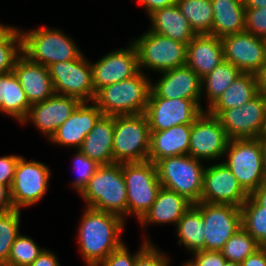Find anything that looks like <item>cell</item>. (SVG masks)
<instances>
[{"label":"cell","mask_w":266,"mask_h":266,"mask_svg":"<svg viewBox=\"0 0 266 266\" xmlns=\"http://www.w3.org/2000/svg\"><path fill=\"white\" fill-rule=\"evenodd\" d=\"M125 224L126 220L114 213L84 209L76 237L86 266H98L124 243Z\"/></svg>","instance_id":"6da1fadb"},{"label":"cell","mask_w":266,"mask_h":266,"mask_svg":"<svg viewBox=\"0 0 266 266\" xmlns=\"http://www.w3.org/2000/svg\"><path fill=\"white\" fill-rule=\"evenodd\" d=\"M79 195L86 207L114 213L125 220L127 189L122 163L100 165Z\"/></svg>","instance_id":"7a4b0ae2"},{"label":"cell","mask_w":266,"mask_h":266,"mask_svg":"<svg viewBox=\"0 0 266 266\" xmlns=\"http://www.w3.org/2000/svg\"><path fill=\"white\" fill-rule=\"evenodd\" d=\"M151 90V79L139 71L133 77L101 88L94 103L103 115H137L145 112Z\"/></svg>","instance_id":"3957f363"},{"label":"cell","mask_w":266,"mask_h":266,"mask_svg":"<svg viewBox=\"0 0 266 266\" xmlns=\"http://www.w3.org/2000/svg\"><path fill=\"white\" fill-rule=\"evenodd\" d=\"M62 29L41 26L33 30L20 29L22 35V54L30 61L45 67L51 64L78 59L83 55L73 38Z\"/></svg>","instance_id":"277c9868"},{"label":"cell","mask_w":266,"mask_h":266,"mask_svg":"<svg viewBox=\"0 0 266 266\" xmlns=\"http://www.w3.org/2000/svg\"><path fill=\"white\" fill-rule=\"evenodd\" d=\"M189 154L172 156L155 162L162 187L185 196L193 204L200 202L205 165Z\"/></svg>","instance_id":"5b68a950"},{"label":"cell","mask_w":266,"mask_h":266,"mask_svg":"<svg viewBox=\"0 0 266 266\" xmlns=\"http://www.w3.org/2000/svg\"><path fill=\"white\" fill-rule=\"evenodd\" d=\"M138 54L139 71L158 73L186 65L187 44L149 29L137 39H131ZM144 68V69H143Z\"/></svg>","instance_id":"8992f818"},{"label":"cell","mask_w":266,"mask_h":266,"mask_svg":"<svg viewBox=\"0 0 266 266\" xmlns=\"http://www.w3.org/2000/svg\"><path fill=\"white\" fill-rule=\"evenodd\" d=\"M150 127L144 113L114 116V163L148 160Z\"/></svg>","instance_id":"52a82bcc"},{"label":"cell","mask_w":266,"mask_h":266,"mask_svg":"<svg viewBox=\"0 0 266 266\" xmlns=\"http://www.w3.org/2000/svg\"><path fill=\"white\" fill-rule=\"evenodd\" d=\"M223 163L250 195L265 180L262 162V138L230 139Z\"/></svg>","instance_id":"ba28073f"},{"label":"cell","mask_w":266,"mask_h":266,"mask_svg":"<svg viewBox=\"0 0 266 266\" xmlns=\"http://www.w3.org/2000/svg\"><path fill=\"white\" fill-rule=\"evenodd\" d=\"M122 172L127 189V216L134 215L138 222L155 202L162 187L156 166L150 160L124 162Z\"/></svg>","instance_id":"9c48e42d"},{"label":"cell","mask_w":266,"mask_h":266,"mask_svg":"<svg viewBox=\"0 0 266 266\" xmlns=\"http://www.w3.org/2000/svg\"><path fill=\"white\" fill-rule=\"evenodd\" d=\"M51 178V170L43 162L21 157L17 162L10 195L14 209L21 210L38 203L45 196Z\"/></svg>","instance_id":"30bf717a"},{"label":"cell","mask_w":266,"mask_h":266,"mask_svg":"<svg viewBox=\"0 0 266 266\" xmlns=\"http://www.w3.org/2000/svg\"><path fill=\"white\" fill-rule=\"evenodd\" d=\"M48 69L55 94L72 96L81 102L94 101L91 61L84 54L78 59L51 64Z\"/></svg>","instance_id":"8fae6325"},{"label":"cell","mask_w":266,"mask_h":266,"mask_svg":"<svg viewBox=\"0 0 266 266\" xmlns=\"http://www.w3.org/2000/svg\"><path fill=\"white\" fill-rule=\"evenodd\" d=\"M204 110L195 100L161 98L150 90L144 114L152 132L181 124H192Z\"/></svg>","instance_id":"7c38bea8"},{"label":"cell","mask_w":266,"mask_h":266,"mask_svg":"<svg viewBox=\"0 0 266 266\" xmlns=\"http://www.w3.org/2000/svg\"><path fill=\"white\" fill-rule=\"evenodd\" d=\"M201 212L205 229V250L221 251L232 235L242 228L241 207L230 204H194Z\"/></svg>","instance_id":"4fadbf2b"},{"label":"cell","mask_w":266,"mask_h":266,"mask_svg":"<svg viewBox=\"0 0 266 266\" xmlns=\"http://www.w3.org/2000/svg\"><path fill=\"white\" fill-rule=\"evenodd\" d=\"M229 141L218 118L204 110L192 123L188 154L197 160L218 162L223 159Z\"/></svg>","instance_id":"5bb4252c"},{"label":"cell","mask_w":266,"mask_h":266,"mask_svg":"<svg viewBox=\"0 0 266 266\" xmlns=\"http://www.w3.org/2000/svg\"><path fill=\"white\" fill-rule=\"evenodd\" d=\"M265 110L266 95L258 93L240 107L223 110L217 118L230 139L261 138Z\"/></svg>","instance_id":"9a60e30c"},{"label":"cell","mask_w":266,"mask_h":266,"mask_svg":"<svg viewBox=\"0 0 266 266\" xmlns=\"http://www.w3.org/2000/svg\"><path fill=\"white\" fill-rule=\"evenodd\" d=\"M248 197L249 194L223 162H212V165L206 166L200 202L241 207Z\"/></svg>","instance_id":"2e32d148"},{"label":"cell","mask_w":266,"mask_h":266,"mask_svg":"<svg viewBox=\"0 0 266 266\" xmlns=\"http://www.w3.org/2000/svg\"><path fill=\"white\" fill-rule=\"evenodd\" d=\"M92 84L97 93L110 84L129 79L139 72L138 54L130 41L127 47L113 50L91 62Z\"/></svg>","instance_id":"e0dca14e"},{"label":"cell","mask_w":266,"mask_h":266,"mask_svg":"<svg viewBox=\"0 0 266 266\" xmlns=\"http://www.w3.org/2000/svg\"><path fill=\"white\" fill-rule=\"evenodd\" d=\"M224 60L242 73L255 74L266 62V39L243 31L221 39Z\"/></svg>","instance_id":"ac0fdd59"},{"label":"cell","mask_w":266,"mask_h":266,"mask_svg":"<svg viewBox=\"0 0 266 266\" xmlns=\"http://www.w3.org/2000/svg\"><path fill=\"white\" fill-rule=\"evenodd\" d=\"M80 103L75 97L54 94L42 102L32 104L21 125L32 123L41 134L50 139Z\"/></svg>","instance_id":"d6986e66"},{"label":"cell","mask_w":266,"mask_h":266,"mask_svg":"<svg viewBox=\"0 0 266 266\" xmlns=\"http://www.w3.org/2000/svg\"><path fill=\"white\" fill-rule=\"evenodd\" d=\"M162 76L151 81V90L161 98L189 99L201 104L202 78L190 67L184 65L159 73Z\"/></svg>","instance_id":"ffe728a7"},{"label":"cell","mask_w":266,"mask_h":266,"mask_svg":"<svg viewBox=\"0 0 266 266\" xmlns=\"http://www.w3.org/2000/svg\"><path fill=\"white\" fill-rule=\"evenodd\" d=\"M91 103L81 102L70 117L57 128L49 141L59 146L79 149L85 137L103 116L97 105Z\"/></svg>","instance_id":"44dd1931"},{"label":"cell","mask_w":266,"mask_h":266,"mask_svg":"<svg viewBox=\"0 0 266 266\" xmlns=\"http://www.w3.org/2000/svg\"><path fill=\"white\" fill-rule=\"evenodd\" d=\"M13 72L31 105L55 94L48 67L32 62L21 54L14 64Z\"/></svg>","instance_id":"7402d4cb"},{"label":"cell","mask_w":266,"mask_h":266,"mask_svg":"<svg viewBox=\"0 0 266 266\" xmlns=\"http://www.w3.org/2000/svg\"><path fill=\"white\" fill-rule=\"evenodd\" d=\"M224 61L221 38L210 34L196 35L187 44L186 65L201 78Z\"/></svg>","instance_id":"603a6c76"},{"label":"cell","mask_w":266,"mask_h":266,"mask_svg":"<svg viewBox=\"0 0 266 266\" xmlns=\"http://www.w3.org/2000/svg\"><path fill=\"white\" fill-rule=\"evenodd\" d=\"M193 203L177 192L161 187L155 202L138 221L142 229L150 224H174L185 214Z\"/></svg>","instance_id":"cb8c5ba5"},{"label":"cell","mask_w":266,"mask_h":266,"mask_svg":"<svg viewBox=\"0 0 266 266\" xmlns=\"http://www.w3.org/2000/svg\"><path fill=\"white\" fill-rule=\"evenodd\" d=\"M192 124H181L163 131L150 132L148 160L155 163L161 159L187 155Z\"/></svg>","instance_id":"d4e9b609"},{"label":"cell","mask_w":266,"mask_h":266,"mask_svg":"<svg viewBox=\"0 0 266 266\" xmlns=\"http://www.w3.org/2000/svg\"><path fill=\"white\" fill-rule=\"evenodd\" d=\"M114 116L103 115L83 140L79 150L99 165L114 164Z\"/></svg>","instance_id":"484cf974"},{"label":"cell","mask_w":266,"mask_h":266,"mask_svg":"<svg viewBox=\"0 0 266 266\" xmlns=\"http://www.w3.org/2000/svg\"><path fill=\"white\" fill-rule=\"evenodd\" d=\"M148 17L151 21L149 28L151 32L159 33L185 44H188L196 36L177 4L158 9Z\"/></svg>","instance_id":"4316f807"},{"label":"cell","mask_w":266,"mask_h":266,"mask_svg":"<svg viewBox=\"0 0 266 266\" xmlns=\"http://www.w3.org/2000/svg\"><path fill=\"white\" fill-rule=\"evenodd\" d=\"M213 10L212 35L223 38L245 31L243 0H211Z\"/></svg>","instance_id":"83f0119b"},{"label":"cell","mask_w":266,"mask_h":266,"mask_svg":"<svg viewBox=\"0 0 266 266\" xmlns=\"http://www.w3.org/2000/svg\"><path fill=\"white\" fill-rule=\"evenodd\" d=\"M257 80L253 73H241L217 100L205 110L218 116L223 110L240 107L258 94Z\"/></svg>","instance_id":"f1b7e54d"},{"label":"cell","mask_w":266,"mask_h":266,"mask_svg":"<svg viewBox=\"0 0 266 266\" xmlns=\"http://www.w3.org/2000/svg\"><path fill=\"white\" fill-rule=\"evenodd\" d=\"M31 104L13 71L0 74V113L18 123L25 119Z\"/></svg>","instance_id":"f546056e"},{"label":"cell","mask_w":266,"mask_h":266,"mask_svg":"<svg viewBox=\"0 0 266 266\" xmlns=\"http://www.w3.org/2000/svg\"><path fill=\"white\" fill-rule=\"evenodd\" d=\"M178 245L193 253L205 250V229L200 210L192 204L176 224Z\"/></svg>","instance_id":"4dcf8cb0"},{"label":"cell","mask_w":266,"mask_h":266,"mask_svg":"<svg viewBox=\"0 0 266 266\" xmlns=\"http://www.w3.org/2000/svg\"><path fill=\"white\" fill-rule=\"evenodd\" d=\"M241 73L236 66L224 60L203 77L201 83V91L203 92L201 94L202 97L206 95V103H208L206 107L209 108Z\"/></svg>","instance_id":"1f68e13d"},{"label":"cell","mask_w":266,"mask_h":266,"mask_svg":"<svg viewBox=\"0 0 266 266\" xmlns=\"http://www.w3.org/2000/svg\"><path fill=\"white\" fill-rule=\"evenodd\" d=\"M176 4L196 35H212L213 10L211 0H177Z\"/></svg>","instance_id":"d6a6232c"},{"label":"cell","mask_w":266,"mask_h":266,"mask_svg":"<svg viewBox=\"0 0 266 266\" xmlns=\"http://www.w3.org/2000/svg\"><path fill=\"white\" fill-rule=\"evenodd\" d=\"M241 225L261 247H266V210L250 195L241 205Z\"/></svg>","instance_id":"836d02e7"},{"label":"cell","mask_w":266,"mask_h":266,"mask_svg":"<svg viewBox=\"0 0 266 266\" xmlns=\"http://www.w3.org/2000/svg\"><path fill=\"white\" fill-rule=\"evenodd\" d=\"M21 211L0 212V266H8L11 247L20 234Z\"/></svg>","instance_id":"e575fe53"},{"label":"cell","mask_w":266,"mask_h":266,"mask_svg":"<svg viewBox=\"0 0 266 266\" xmlns=\"http://www.w3.org/2000/svg\"><path fill=\"white\" fill-rule=\"evenodd\" d=\"M260 247L257 241L247 231L241 228L231 236L223 246L221 253L227 261L241 264Z\"/></svg>","instance_id":"d590c367"},{"label":"cell","mask_w":266,"mask_h":266,"mask_svg":"<svg viewBox=\"0 0 266 266\" xmlns=\"http://www.w3.org/2000/svg\"><path fill=\"white\" fill-rule=\"evenodd\" d=\"M44 250L34 239L20 233L11 247L8 266H29Z\"/></svg>","instance_id":"8d00e7d4"},{"label":"cell","mask_w":266,"mask_h":266,"mask_svg":"<svg viewBox=\"0 0 266 266\" xmlns=\"http://www.w3.org/2000/svg\"><path fill=\"white\" fill-rule=\"evenodd\" d=\"M22 54V35L17 28L0 44V74L13 71L14 64Z\"/></svg>","instance_id":"74e56055"},{"label":"cell","mask_w":266,"mask_h":266,"mask_svg":"<svg viewBox=\"0 0 266 266\" xmlns=\"http://www.w3.org/2000/svg\"><path fill=\"white\" fill-rule=\"evenodd\" d=\"M76 151L77 152L74 154L75 156H73V168L78 176L74 179V181H72L71 185L72 188H74V190H76V192L79 194L88 184L89 179L97 171L100 165L94 160H91L85 156L79 149Z\"/></svg>","instance_id":"f35d334b"},{"label":"cell","mask_w":266,"mask_h":266,"mask_svg":"<svg viewBox=\"0 0 266 266\" xmlns=\"http://www.w3.org/2000/svg\"><path fill=\"white\" fill-rule=\"evenodd\" d=\"M144 238L141 247L133 255L129 252L127 245L123 243L98 266H134L136 257L151 243L148 237Z\"/></svg>","instance_id":"ab89813d"},{"label":"cell","mask_w":266,"mask_h":266,"mask_svg":"<svg viewBox=\"0 0 266 266\" xmlns=\"http://www.w3.org/2000/svg\"><path fill=\"white\" fill-rule=\"evenodd\" d=\"M245 31L266 39V6L245 8Z\"/></svg>","instance_id":"60d3db41"},{"label":"cell","mask_w":266,"mask_h":266,"mask_svg":"<svg viewBox=\"0 0 266 266\" xmlns=\"http://www.w3.org/2000/svg\"><path fill=\"white\" fill-rule=\"evenodd\" d=\"M150 243L137 257L134 266H170V258Z\"/></svg>","instance_id":"b9f144b4"},{"label":"cell","mask_w":266,"mask_h":266,"mask_svg":"<svg viewBox=\"0 0 266 266\" xmlns=\"http://www.w3.org/2000/svg\"><path fill=\"white\" fill-rule=\"evenodd\" d=\"M191 254L193 258L186 261L185 266H224L227 261L221 251L199 250Z\"/></svg>","instance_id":"7bdbcfd3"},{"label":"cell","mask_w":266,"mask_h":266,"mask_svg":"<svg viewBox=\"0 0 266 266\" xmlns=\"http://www.w3.org/2000/svg\"><path fill=\"white\" fill-rule=\"evenodd\" d=\"M20 157L15 154L0 157V184L11 187Z\"/></svg>","instance_id":"ee69618b"},{"label":"cell","mask_w":266,"mask_h":266,"mask_svg":"<svg viewBox=\"0 0 266 266\" xmlns=\"http://www.w3.org/2000/svg\"><path fill=\"white\" fill-rule=\"evenodd\" d=\"M137 2L143 6L149 16L158 9L176 4L177 0H137Z\"/></svg>","instance_id":"f6af8a7d"},{"label":"cell","mask_w":266,"mask_h":266,"mask_svg":"<svg viewBox=\"0 0 266 266\" xmlns=\"http://www.w3.org/2000/svg\"><path fill=\"white\" fill-rule=\"evenodd\" d=\"M59 259L56 253L51 250H45L39 255V257L29 266H60Z\"/></svg>","instance_id":"bcb514c9"},{"label":"cell","mask_w":266,"mask_h":266,"mask_svg":"<svg viewBox=\"0 0 266 266\" xmlns=\"http://www.w3.org/2000/svg\"><path fill=\"white\" fill-rule=\"evenodd\" d=\"M241 266H266V247H260L253 254L249 255Z\"/></svg>","instance_id":"7dc6e473"},{"label":"cell","mask_w":266,"mask_h":266,"mask_svg":"<svg viewBox=\"0 0 266 266\" xmlns=\"http://www.w3.org/2000/svg\"><path fill=\"white\" fill-rule=\"evenodd\" d=\"M13 209L10 187L0 184V212H8Z\"/></svg>","instance_id":"c3c4849f"},{"label":"cell","mask_w":266,"mask_h":266,"mask_svg":"<svg viewBox=\"0 0 266 266\" xmlns=\"http://www.w3.org/2000/svg\"><path fill=\"white\" fill-rule=\"evenodd\" d=\"M250 196L266 210V180Z\"/></svg>","instance_id":"681fc988"},{"label":"cell","mask_w":266,"mask_h":266,"mask_svg":"<svg viewBox=\"0 0 266 266\" xmlns=\"http://www.w3.org/2000/svg\"><path fill=\"white\" fill-rule=\"evenodd\" d=\"M258 92L266 95V62L255 73Z\"/></svg>","instance_id":"f907efd6"},{"label":"cell","mask_w":266,"mask_h":266,"mask_svg":"<svg viewBox=\"0 0 266 266\" xmlns=\"http://www.w3.org/2000/svg\"><path fill=\"white\" fill-rule=\"evenodd\" d=\"M18 27L5 25L0 22V44L4 42Z\"/></svg>","instance_id":"816d5d0a"},{"label":"cell","mask_w":266,"mask_h":266,"mask_svg":"<svg viewBox=\"0 0 266 266\" xmlns=\"http://www.w3.org/2000/svg\"><path fill=\"white\" fill-rule=\"evenodd\" d=\"M245 8H262L266 6V0H243Z\"/></svg>","instance_id":"f5cc1de1"},{"label":"cell","mask_w":266,"mask_h":266,"mask_svg":"<svg viewBox=\"0 0 266 266\" xmlns=\"http://www.w3.org/2000/svg\"><path fill=\"white\" fill-rule=\"evenodd\" d=\"M262 162H263V171L266 177V141L262 139Z\"/></svg>","instance_id":"db71d44e"},{"label":"cell","mask_w":266,"mask_h":266,"mask_svg":"<svg viewBox=\"0 0 266 266\" xmlns=\"http://www.w3.org/2000/svg\"><path fill=\"white\" fill-rule=\"evenodd\" d=\"M261 138L266 141V110H265V121H264V127L262 130Z\"/></svg>","instance_id":"11a10c76"},{"label":"cell","mask_w":266,"mask_h":266,"mask_svg":"<svg viewBox=\"0 0 266 266\" xmlns=\"http://www.w3.org/2000/svg\"><path fill=\"white\" fill-rule=\"evenodd\" d=\"M224 266H241V264L240 263H234L231 261H226Z\"/></svg>","instance_id":"9f6ffc18"}]
</instances>
